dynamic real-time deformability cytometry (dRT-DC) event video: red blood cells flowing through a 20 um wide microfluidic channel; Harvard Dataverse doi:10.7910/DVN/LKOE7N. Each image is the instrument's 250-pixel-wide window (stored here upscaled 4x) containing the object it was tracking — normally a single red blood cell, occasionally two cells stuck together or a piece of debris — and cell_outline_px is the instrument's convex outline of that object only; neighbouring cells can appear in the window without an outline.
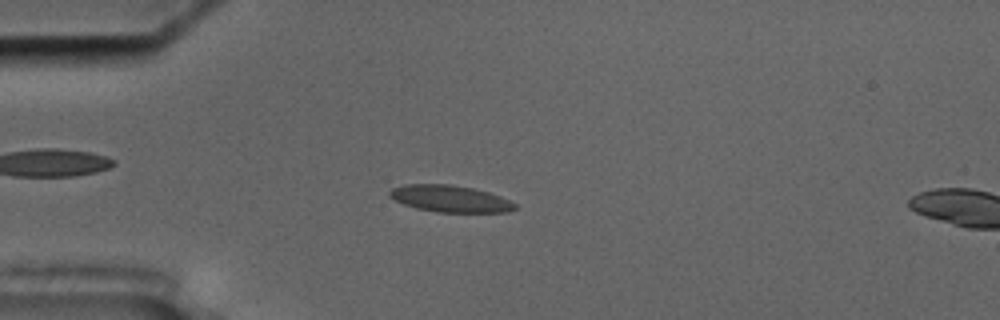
{"species": "common noctule bat (a hibernating species)", "species_latin": "Nyctalus noctula", "temperature_condition": "cold", "stored_images_in_passage": 57, "camera_frame_rate_fps": 3000, "um_per_image_px": 0.085, "animal": {"sex": "male", "body_mass_g": 17.5, "forearm_length_mm": 52.3}, "frame": {"image": 1, "passage_image": 15, "time_ms": 4.667, "image_size_px": [1000, 320], "cell_outline_px": [[516, 208], [504, 212], [436, 212], [416, 208], [404, 204], [388, 196], [388, 192], [392, 188], [404, 184], [452, 184], [472, 188], [488, 192], [500, 196], [516, 204]], "centroid_in_image_um": [38.22, 16.88], "position_along_channel_um": 46.8, "area_um2": 19.48}}
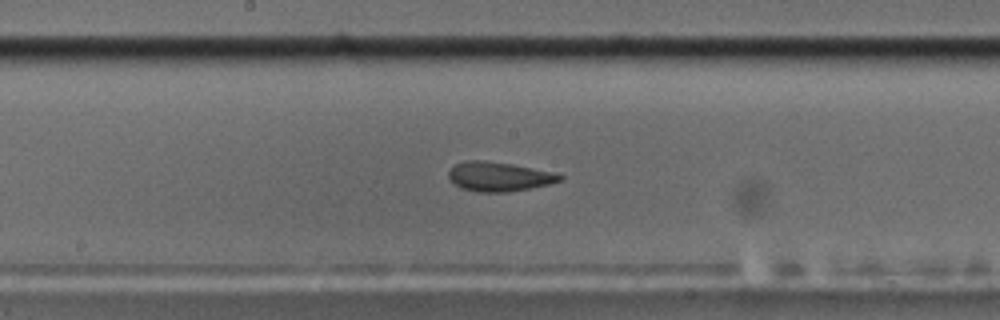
{"frame": {"image": 2, "passage_image": 30, "time_ms": 9.667, "image_size_px": [1000, 320], "cell_outline_px": [[564, 176], [560, 180], [548, 184], [508, 192], [476, 192], [460, 188], [448, 176], [448, 172], [456, 164], [468, 160], [484, 160], [512, 164], [560, 172]], "centroid_in_image_um": [42.45, 15.0], "position_along_channel_um": 205.7, "area_um2": 19.07}}
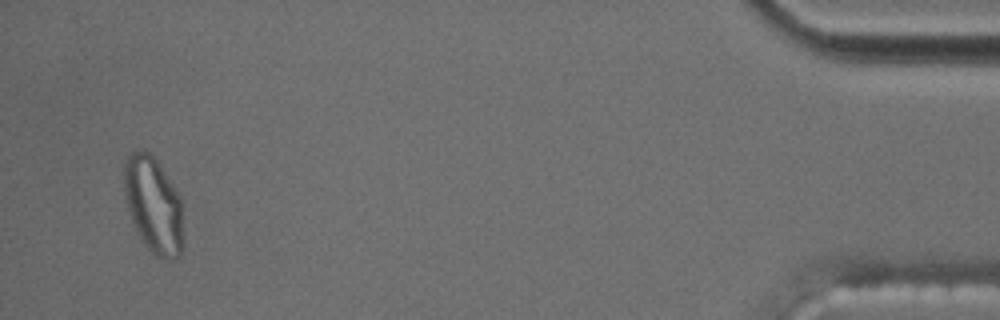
{"frame": {"image": 3, "passage_image": 55, "time_ms": 18.0, "image_size_px": [1000, 320], "cell_outline_px": [[180, 256], [168, 260], [164, 260], [156, 256], [148, 248], [140, 236], [132, 220], [124, 196], [124, 164], [128, 156], [132, 152], [140, 148], [144, 148], [156, 160], [180, 196]], "centroid_in_image_um": [12.99, 17.38], "position_along_channel_um": 422.2, "area_um2": 32.31}, "authors_computed_cell_mechanics": {"area_um2": 19.4208, "velocity_mm_per_s": 3.5333, "shape_relaxation_time_tau1_ms": null, "shape_relaxation_time_tau2_ms": 2.2137, "deformation_change_tau1": null, "deformation_change_tau2": 0.072}}